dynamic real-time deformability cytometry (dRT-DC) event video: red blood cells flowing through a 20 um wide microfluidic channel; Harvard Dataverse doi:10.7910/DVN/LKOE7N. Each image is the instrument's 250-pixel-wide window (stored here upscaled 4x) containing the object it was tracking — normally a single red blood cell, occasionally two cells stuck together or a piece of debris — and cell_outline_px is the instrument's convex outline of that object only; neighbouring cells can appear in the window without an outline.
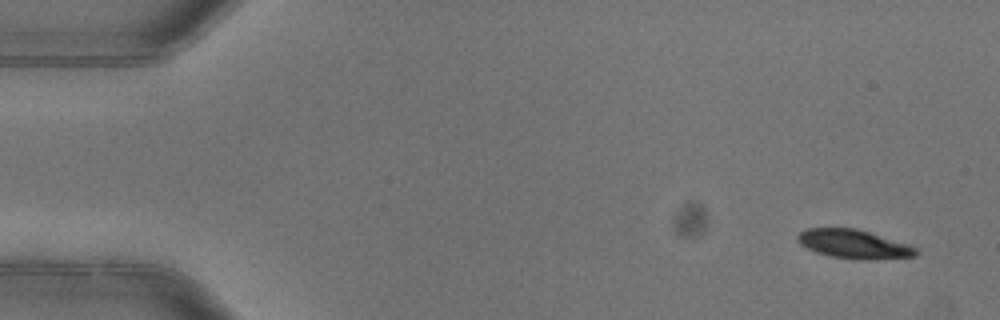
{"species": "common noctule bat (a hibernating species)", "species_latin": "Nyctalus noctula", "temperature_condition": "warm", "stored_images_in_passage": 5, "camera_frame_rate_fps": 3000, "um_per_image_px": 0.085, "animal": {"sex": "female"}, "frame": {"image": 1, "passage_image": 1, "time_ms": 0.0, "image_size_px": [1000, 320], "cell_outline_px": [[920, 252], [916, 256], [868, 260], [852, 260], [828, 256], [816, 252], [800, 244], [796, 240], [796, 236], [800, 232], [808, 228], [856, 228], [912, 244], [920, 248]], "centroid_in_image_um": [72.64, 20.76], "position_along_channel_um": 12.4, "area_um2": 20.46}}
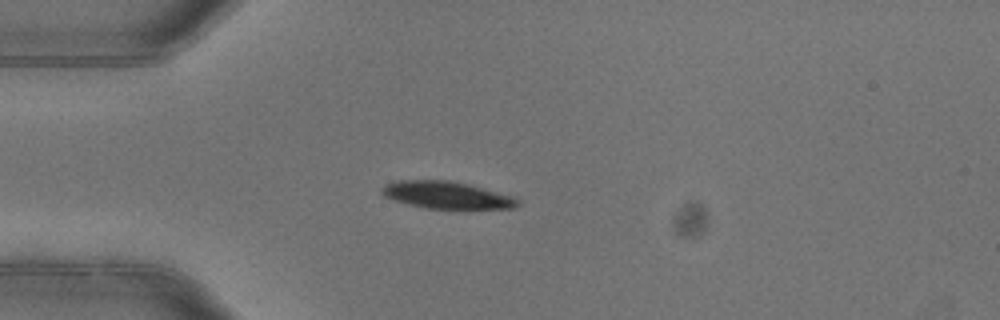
{"frame": {"image": 2, "passage_image": 4, "time_ms": 1.0, "image_size_px": [1000, 320], "cell_outline_px": [[520, 204], [516, 208], [428, 208], [408, 204], [384, 196], [380, 192], [380, 188], [388, 184], [400, 180], [448, 180], [468, 184], [512, 196], [520, 200]], "centroid_in_image_um": [37.97, 16.57], "position_along_channel_um": 47.0, "area_um2": 21.15}}